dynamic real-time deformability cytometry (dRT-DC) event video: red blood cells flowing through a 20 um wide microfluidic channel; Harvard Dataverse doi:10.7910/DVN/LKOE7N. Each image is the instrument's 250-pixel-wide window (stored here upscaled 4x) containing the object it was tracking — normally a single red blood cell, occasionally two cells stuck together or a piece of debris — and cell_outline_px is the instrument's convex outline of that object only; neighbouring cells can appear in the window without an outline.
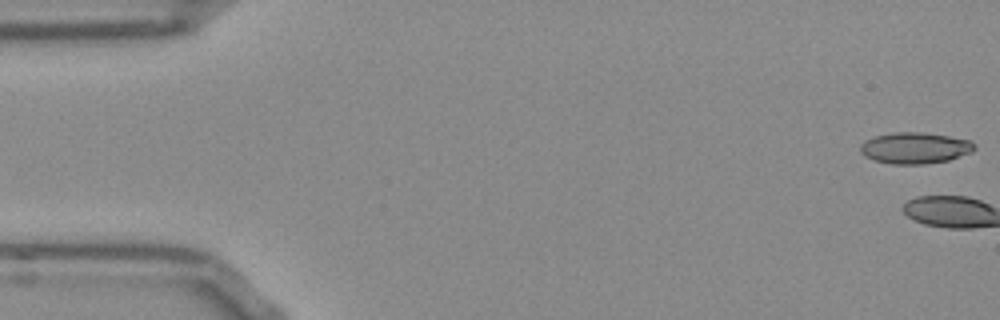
{"species": "Egyptian fruit bat (a non-hibernating species)", "species_latin": "Rousettus aegyptiacus", "temperature_condition": "room temperature", "stored_images_in_passage": 3, "camera_frame_rate_fps": 3000, "um_per_image_px": 0.085, "frame": {"image": 1, "passage_image": 1, "time_ms": 0.0, "image_size_px": [1000, 320], "cell_outline_px": [[976, 148], [972, 152], [948, 160], [924, 164], [892, 164], [876, 160], [864, 156], [860, 152], [860, 144], [864, 140], [876, 136], [892, 132], [924, 132], [972, 140], [976, 144]], "centroid_in_image_um": [77.79, 12.57], "position_along_channel_um": 7.2, "area_um2": 20.92}}